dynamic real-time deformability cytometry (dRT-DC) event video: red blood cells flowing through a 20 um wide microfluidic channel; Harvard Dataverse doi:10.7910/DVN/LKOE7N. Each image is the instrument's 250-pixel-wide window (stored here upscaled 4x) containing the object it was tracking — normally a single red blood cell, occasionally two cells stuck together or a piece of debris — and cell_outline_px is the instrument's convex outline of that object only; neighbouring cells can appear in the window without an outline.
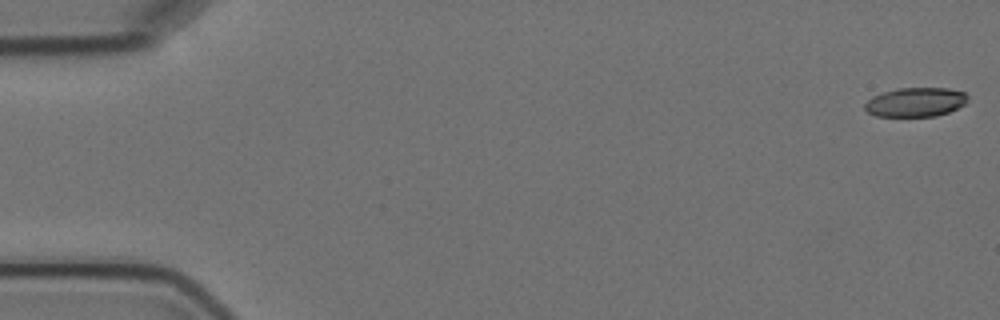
{"species": "Egyptian fruit bat (a non-hibernating species)", "species_latin": "Rousettus aegyptiacus", "temperature_condition": "cold", "stored_images_in_passage": 7, "camera_frame_rate_fps": 3000, "um_per_image_px": 0.085, "animal": {"sex": "female"}, "frame": {"image": 1, "passage_image": 1, "time_ms": 0.0, "image_size_px": [1000, 320], "cell_outline_px": [[968, 100], [964, 104], [948, 112], [936, 116], [876, 116], [868, 112], [864, 108], [864, 104], [872, 96], [896, 88], [948, 88], [964, 92], [968, 96]], "centroid_in_image_um": [77.81, 8.67], "position_along_channel_um": 7.2, "area_um2": 17.46}}
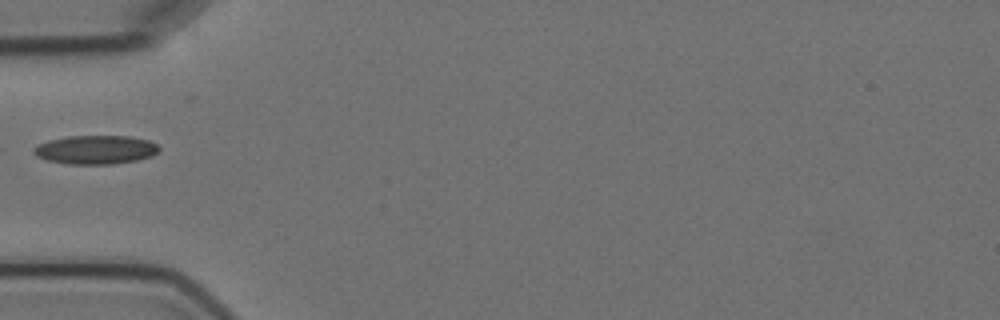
{"frame": {"image": 2, "passage_image": 6, "time_ms": 6.0, "image_size_px": [1000, 320], "cell_outline_px": [[160, 152], [152, 156], [136, 160], [112, 164], [68, 164], [48, 160], [36, 156], [32, 152], [32, 148], [36, 144], [48, 140], [68, 136], [128, 136], [148, 140], [156, 144], [160, 148]], "centroid_in_image_um": [8.1, 12.72], "position_along_channel_um": 76.9, "area_um2": 21.15}}
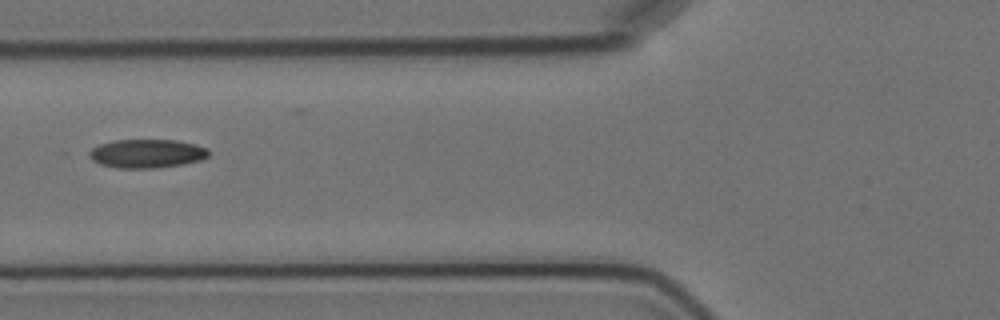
{"frame": {"image": 3, "passage_image": 7, "time_ms": 7.0, "image_size_px": [1000, 320], "cell_outline_px": [[208, 156], [200, 160], [184, 164], [156, 168], [120, 168], [100, 164], [92, 160], [88, 156], [88, 152], [92, 148], [100, 144], [116, 140], [176, 140], [196, 144], [208, 148]], "centroid_in_image_um": [12.48, 13.05], "position_along_channel_um": 113.3, "area_um2": 20.0}}